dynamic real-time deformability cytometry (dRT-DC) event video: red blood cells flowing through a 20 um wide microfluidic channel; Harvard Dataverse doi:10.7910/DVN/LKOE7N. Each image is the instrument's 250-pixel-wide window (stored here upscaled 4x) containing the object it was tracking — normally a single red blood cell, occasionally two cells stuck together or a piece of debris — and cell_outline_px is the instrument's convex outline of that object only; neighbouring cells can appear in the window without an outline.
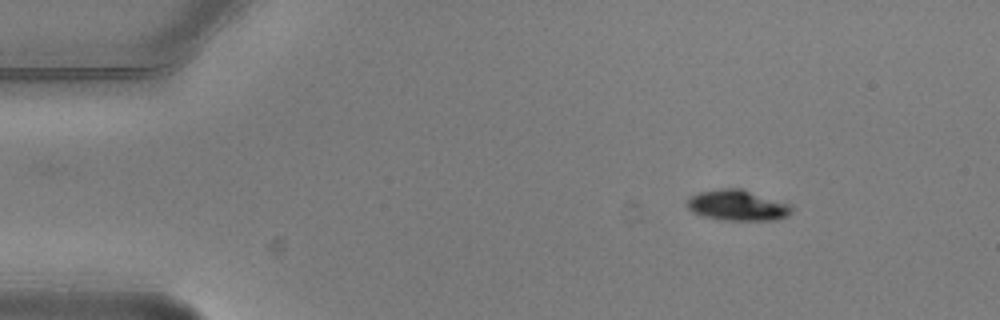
{"species": "common noctule bat (a hibernating species)", "species_latin": "Nyctalus noctula", "temperature_condition": "warm", "stored_images_in_passage": 5, "camera_frame_rate_fps": 3000, "um_per_image_px": 0.085, "animal": {"sex": "male", "body_mass_g": 20.5, "forearm_length_mm": 52.5}, "frame": {"image": 1, "passage_image": 1, "time_ms": 0.0, "image_size_px": [1000, 320], "cell_outline_px": [[792, 212], [788, 216], [776, 220], [724, 220], [704, 216], [692, 212], [688, 208], [688, 196], [700, 192], [720, 188], [740, 188], [792, 204]], "centroid_in_image_um": [62.71, 17.45], "position_along_channel_um": 22.3, "area_um2": 18.79}}
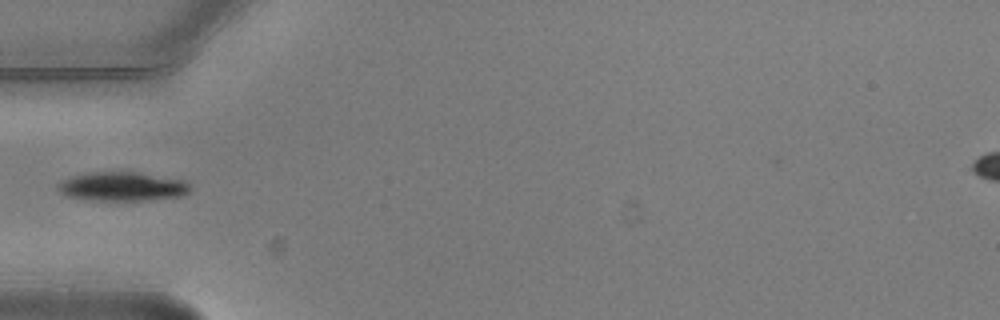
{"frame": {"image": 2, "passage_image": 4, "time_ms": 1.0, "image_size_px": [1000, 320], "cell_outline_px": [[192, 192], [184, 196], [148, 200], [92, 200], [64, 196], [56, 188], [56, 184], [60, 180], [72, 176], [88, 172], [140, 172], [188, 180], [192, 184]], "centroid_in_image_um": [10.46, 15.85], "position_along_channel_um": 74.5, "area_um2": 23.06}}
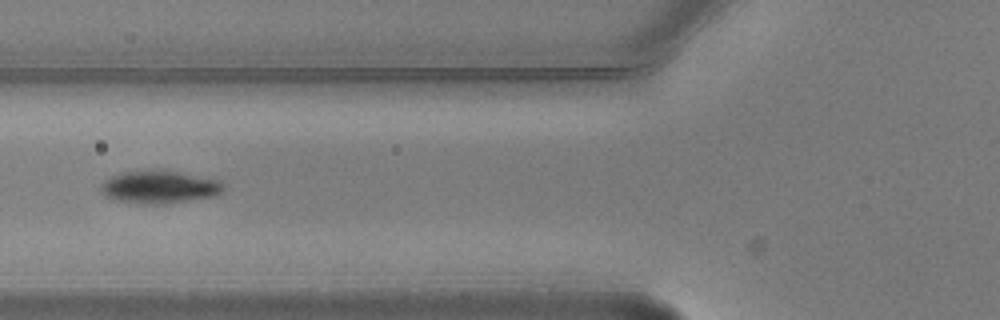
{"frame": {"image": 3, "passage_image": 5, "time_ms": 1.333, "image_size_px": [1000, 320], "cell_outline_px": [[224, 188], [216, 196], [164, 204], [140, 204], [116, 200], [108, 196], [100, 188], [100, 184], [104, 180], [120, 172], [136, 168], [168, 168], [220, 180], [224, 184]], "centroid_in_image_um": [13.56, 15.83], "position_along_channel_um": 112.2, "area_um2": 24.45}}